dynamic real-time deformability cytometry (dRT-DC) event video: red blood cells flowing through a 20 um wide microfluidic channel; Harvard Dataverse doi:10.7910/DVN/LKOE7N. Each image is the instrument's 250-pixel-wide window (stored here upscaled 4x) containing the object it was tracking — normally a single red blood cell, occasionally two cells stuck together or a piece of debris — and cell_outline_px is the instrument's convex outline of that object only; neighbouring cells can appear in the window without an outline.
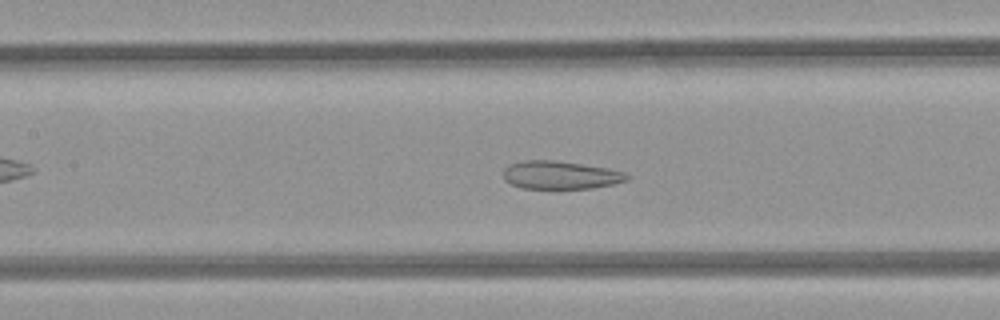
{"species": "common noctule bat (a hibernating species)", "species_latin": "Nyctalus noctula", "temperature_condition": "room temperature", "stored_images_in_passage": 44, "camera_frame_rate_fps": 3000, "um_per_image_px": 0.085, "animal": {"sex": "female", "body_mass_g": 21.9}, "frame": {"image": 1, "passage_image": 17, "time_ms": 5.333, "image_size_px": [1000, 320], "cell_outline_px": [[632, 176], [628, 180], [612, 184], [592, 188], [520, 188], [504, 180], [504, 168], [508, 164], [524, 160], [556, 160], [608, 168], [624, 172]], "centroid_in_image_um": [47.64, 14.87], "position_along_channel_um": 159.8, "area_um2": 20.29}}
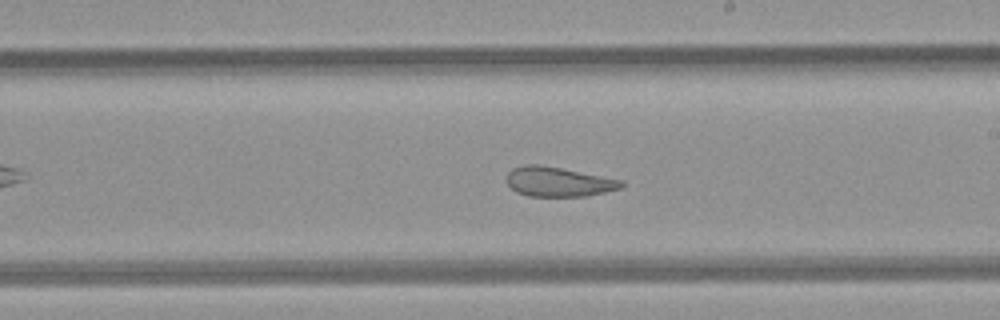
{"frame": {"image": 2, "passage_image": 23, "time_ms": 7.333, "image_size_px": [1000, 320], "cell_outline_px": [[624, 184], [620, 188], [588, 196], [528, 196], [516, 192], [504, 180], [504, 176], [512, 168], [524, 164], [536, 164], [560, 168], [624, 180]], "centroid_in_image_um": [47.41, 15.45], "position_along_channel_um": 241.6, "area_um2": 19.88}}
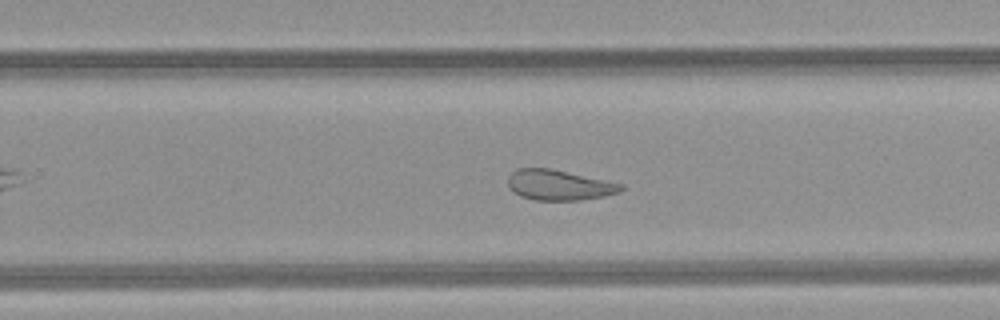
{"frame": {"image": 3, "passage_image": 26, "time_ms": 8.333, "image_size_px": [1000, 320], "cell_outline_px": [[624, 188], [620, 192], [604, 196], [580, 200], [532, 200], [520, 196], [508, 188], [508, 176], [516, 168], [548, 168], [624, 184]], "centroid_in_image_um": [47.49, 15.73], "position_along_channel_um": 282.3, "area_um2": 20.0}, "authors_computed_cell_mechanics": {"area_um2": 24.9985, "velocity_mm_per_s": 4.1002, "shape_relaxation_time_tau1_ms": null, "shape_relaxation_time_tau2_ms": 2.0943, "deformation_change_tau1": null, "deformation_change_tau2": 0.096}}